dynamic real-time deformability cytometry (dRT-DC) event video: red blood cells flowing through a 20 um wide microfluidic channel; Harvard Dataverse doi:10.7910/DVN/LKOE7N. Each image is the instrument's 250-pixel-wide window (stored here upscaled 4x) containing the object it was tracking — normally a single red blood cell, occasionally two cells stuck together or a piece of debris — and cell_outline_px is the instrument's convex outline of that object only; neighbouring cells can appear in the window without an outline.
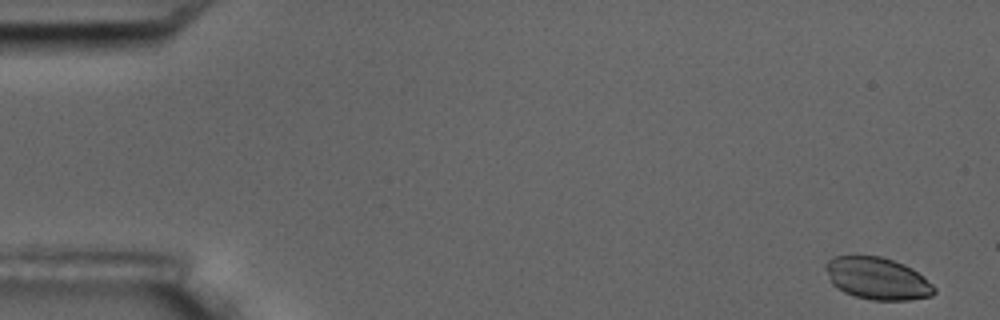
{"species": "common noctule bat (a hibernating species)", "species_latin": "Nyctalus noctula", "temperature_condition": "room temperature", "stored_images_in_passage": 4, "camera_frame_rate_fps": 3000, "um_per_image_px": 0.085, "animal": {"sex": "male", "body_mass_g": 17.5, "forearm_length_mm": 52.3}, "frame": {"image": 1, "passage_image": 1, "time_ms": 0.0, "image_size_px": [1000, 320], "cell_outline_px": [[936, 292], [932, 296], [908, 300], [872, 300], [856, 296], [844, 292], [836, 288], [832, 284], [824, 268], [824, 264], [832, 256], [880, 256], [904, 264], [912, 268], [924, 276], [936, 288]], "centroid_in_image_um": [74.57, 23.67], "position_along_channel_um": 10.4, "area_um2": 26.82}}